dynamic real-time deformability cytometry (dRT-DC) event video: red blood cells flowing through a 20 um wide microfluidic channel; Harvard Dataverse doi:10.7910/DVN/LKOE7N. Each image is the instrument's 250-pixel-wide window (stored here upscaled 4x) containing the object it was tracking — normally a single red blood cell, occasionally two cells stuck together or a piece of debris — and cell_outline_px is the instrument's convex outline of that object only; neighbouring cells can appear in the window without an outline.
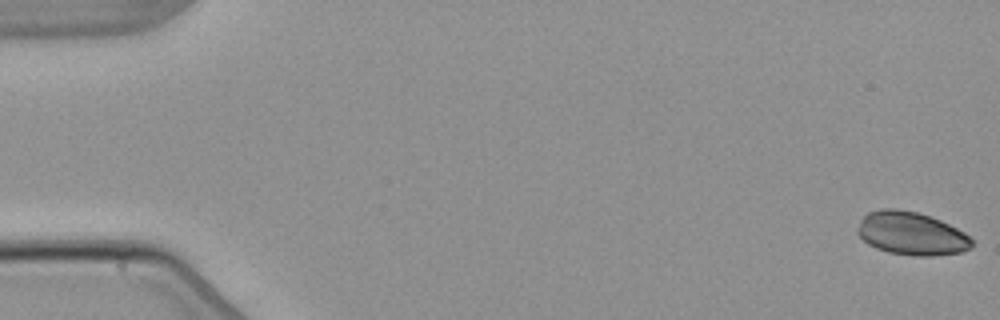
{"species": "common noctule bat (a hibernating species)", "species_latin": "Nyctalus noctula", "temperature_condition": "warm", "stored_images_in_passage": 5, "camera_frame_rate_fps": 3000, "um_per_image_px": 0.085, "animal": {"sex": "male", "body_mass_g": 21.5, "forearm_length_mm": 52.0}, "frame": {"image": 1, "passage_image": 1, "time_ms": 0.0, "image_size_px": [1000, 320], "cell_outline_px": [[972, 248], [960, 252], [932, 256], [920, 256], [888, 252], [876, 248], [868, 244], [856, 232], [856, 228], [860, 220], [868, 212], [884, 208], [896, 208], [916, 212], [940, 220], [964, 232], [972, 240]], "centroid_in_image_um": [77.44, 19.85], "position_along_channel_um": 7.6, "area_um2": 28.61}}
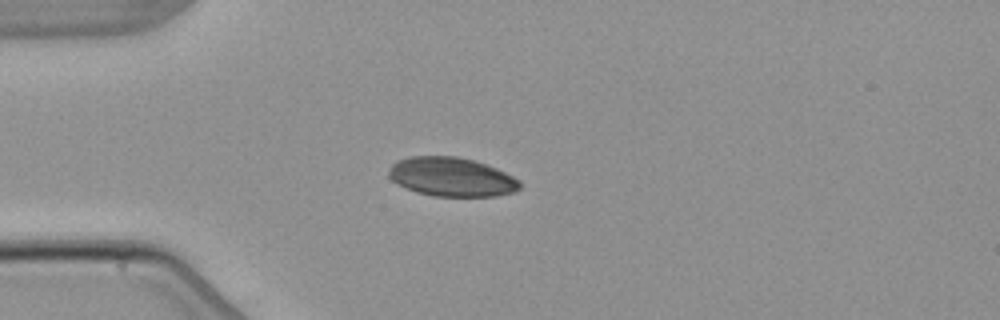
{"frame": {"image": 2, "passage_image": 5, "time_ms": 4.667, "image_size_px": [1000, 320], "cell_outline_px": [[520, 188], [516, 192], [496, 196], [432, 196], [416, 192], [396, 184], [388, 176], [388, 172], [392, 164], [396, 160], [412, 156], [456, 156], [472, 160], [496, 168], [520, 180]], "centroid_in_image_um": [38.36, 15.04], "position_along_channel_um": 46.6, "area_um2": 29.88}}